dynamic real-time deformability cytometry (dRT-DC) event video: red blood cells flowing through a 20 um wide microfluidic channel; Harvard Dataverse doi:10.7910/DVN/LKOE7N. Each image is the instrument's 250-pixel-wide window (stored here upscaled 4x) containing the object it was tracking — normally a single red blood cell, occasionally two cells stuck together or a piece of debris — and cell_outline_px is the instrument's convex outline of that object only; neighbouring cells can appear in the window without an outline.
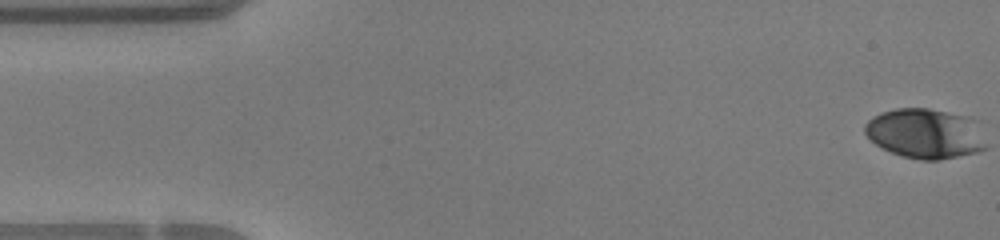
{"species": "human", "species_latin": "Homo sapiens", "temperature_condition": "warm", "stored_images_in_passage": 44, "camera_frame_rate_fps": 3000, "um_per_image_px": 0.085, "donor": {"sex": "female"}, "frame": {"image": 1, "passage_image": 1, "time_ms": 0.0, "image_size_px": [1000, 240], "cell_outline_px": [[964, 152], [948, 156], [908, 156], [896, 152], [872, 140], [868, 136], [868, 124], [872, 120], [888, 112], [908, 108], [920, 108], [936, 112]], "centroid_in_image_um": [77.68, 11.34], "position_along_channel_um": 7.3, "area_um2": 23.93}}
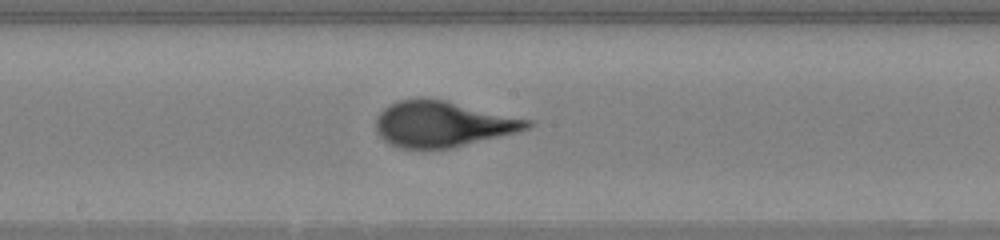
{"frame": {"image": 2, "passage_image": 23, "time_ms": 7.333, "image_size_px": [1000, 240], "cell_outline_px": [[524, 124], [516, 128], [500, 132], [448, 144], [408, 144], [396, 140], [388, 136], [384, 132], [380, 124], [380, 120], [392, 108], [400, 104], [444, 104], [516, 120]], "centroid_in_image_um": [37.48, 10.54], "position_along_channel_um": 210.7, "area_um2": 29.25}}
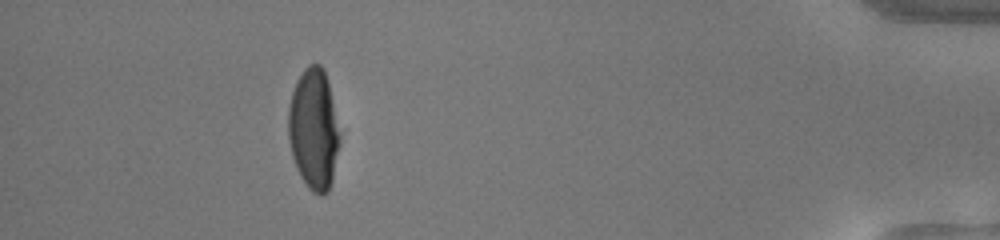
{"frame": {"image": 3, "passage_image": 40, "time_ms": 13.0, "image_size_px": [1000, 240], "cell_outline_px": [[336, 148], [328, 188], [324, 192], [320, 192], [312, 188], [308, 184], [300, 172], [292, 148], [292, 100], [296, 88], [304, 72], [312, 64], [316, 64], [320, 68], [324, 76], [328, 88], [336, 136]], "centroid_in_image_um": [26.66, 10.98], "position_along_channel_um": 408.5, "area_um2": 30.69}}